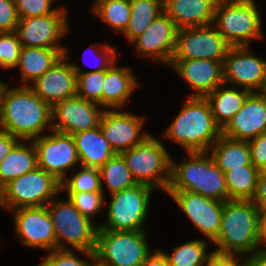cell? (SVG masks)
<instances>
[{"mask_svg": "<svg viewBox=\"0 0 266 266\" xmlns=\"http://www.w3.org/2000/svg\"><path fill=\"white\" fill-rule=\"evenodd\" d=\"M51 109L30 86L9 89L6 84L0 98V130L28 143L42 136L47 125L52 131Z\"/></svg>", "mask_w": 266, "mask_h": 266, "instance_id": "6da1fadb", "label": "cell"}, {"mask_svg": "<svg viewBox=\"0 0 266 266\" xmlns=\"http://www.w3.org/2000/svg\"><path fill=\"white\" fill-rule=\"evenodd\" d=\"M259 209L252 200L224 202L220 231L213 241L218 247L214 255L243 258L259 250Z\"/></svg>", "mask_w": 266, "mask_h": 266, "instance_id": "7a4b0ae2", "label": "cell"}, {"mask_svg": "<svg viewBox=\"0 0 266 266\" xmlns=\"http://www.w3.org/2000/svg\"><path fill=\"white\" fill-rule=\"evenodd\" d=\"M221 135L222 129L214 120L209 102L205 98L189 97L163 136L188 153L209 152Z\"/></svg>", "mask_w": 266, "mask_h": 266, "instance_id": "3957f363", "label": "cell"}, {"mask_svg": "<svg viewBox=\"0 0 266 266\" xmlns=\"http://www.w3.org/2000/svg\"><path fill=\"white\" fill-rule=\"evenodd\" d=\"M207 153L188 152L190 159L178 165L171 159L170 183L166 191H187L226 202L228 191L224 172Z\"/></svg>", "mask_w": 266, "mask_h": 266, "instance_id": "277c9868", "label": "cell"}, {"mask_svg": "<svg viewBox=\"0 0 266 266\" xmlns=\"http://www.w3.org/2000/svg\"><path fill=\"white\" fill-rule=\"evenodd\" d=\"M46 206L52 218L57 249L68 250L65 247L68 244L72 247L69 250L76 249L93 262L99 225L83 216L69 199L54 198Z\"/></svg>", "mask_w": 266, "mask_h": 266, "instance_id": "5b68a950", "label": "cell"}, {"mask_svg": "<svg viewBox=\"0 0 266 266\" xmlns=\"http://www.w3.org/2000/svg\"><path fill=\"white\" fill-rule=\"evenodd\" d=\"M254 0H219L213 25L232 47L249 46L262 38L261 18Z\"/></svg>", "mask_w": 266, "mask_h": 266, "instance_id": "8992f818", "label": "cell"}, {"mask_svg": "<svg viewBox=\"0 0 266 266\" xmlns=\"http://www.w3.org/2000/svg\"><path fill=\"white\" fill-rule=\"evenodd\" d=\"M120 155L137 184L166 192L170 183L171 156L158 139L150 135Z\"/></svg>", "mask_w": 266, "mask_h": 266, "instance_id": "52a82bcc", "label": "cell"}, {"mask_svg": "<svg viewBox=\"0 0 266 266\" xmlns=\"http://www.w3.org/2000/svg\"><path fill=\"white\" fill-rule=\"evenodd\" d=\"M151 253L144 231L98 229L94 261L100 266H142Z\"/></svg>", "mask_w": 266, "mask_h": 266, "instance_id": "ba28073f", "label": "cell"}, {"mask_svg": "<svg viewBox=\"0 0 266 266\" xmlns=\"http://www.w3.org/2000/svg\"><path fill=\"white\" fill-rule=\"evenodd\" d=\"M60 191L61 182L37 167L10 181L0 190V207L14 210L46 206Z\"/></svg>", "mask_w": 266, "mask_h": 266, "instance_id": "9c48e42d", "label": "cell"}, {"mask_svg": "<svg viewBox=\"0 0 266 266\" xmlns=\"http://www.w3.org/2000/svg\"><path fill=\"white\" fill-rule=\"evenodd\" d=\"M154 188L135 184L133 187L112 193L108 205L107 223L100 224L98 229L113 231H144L149 208L150 194Z\"/></svg>", "mask_w": 266, "mask_h": 266, "instance_id": "30bf717a", "label": "cell"}, {"mask_svg": "<svg viewBox=\"0 0 266 266\" xmlns=\"http://www.w3.org/2000/svg\"><path fill=\"white\" fill-rule=\"evenodd\" d=\"M212 26L178 29L172 60L210 59L224 61L232 46Z\"/></svg>", "mask_w": 266, "mask_h": 266, "instance_id": "8fae6325", "label": "cell"}, {"mask_svg": "<svg viewBox=\"0 0 266 266\" xmlns=\"http://www.w3.org/2000/svg\"><path fill=\"white\" fill-rule=\"evenodd\" d=\"M67 10L58 8L53 14L19 19L15 33L22 47L66 49L56 44L68 31Z\"/></svg>", "mask_w": 266, "mask_h": 266, "instance_id": "7c38bea8", "label": "cell"}, {"mask_svg": "<svg viewBox=\"0 0 266 266\" xmlns=\"http://www.w3.org/2000/svg\"><path fill=\"white\" fill-rule=\"evenodd\" d=\"M51 135L33 139L38 167L53 175L58 181L66 179L69 168L80 163L73 136L52 130Z\"/></svg>", "mask_w": 266, "mask_h": 266, "instance_id": "4fadbf2b", "label": "cell"}, {"mask_svg": "<svg viewBox=\"0 0 266 266\" xmlns=\"http://www.w3.org/2000/svg\"><path fill=\"white\" fill-rule=\"evenodd\" d=\"M249 50L248 46L229 49L223 62L224 85L230 83L250 92H261L266 81V60Z\"/></svg>", "mask_w": 266, "mask_h": 266, "instance_id": "5bb4252c", "label": "cell"}, {"mask_svg": "<svg viewBox=\"0 0 266 266\" xmlns=\"http://www.w3.org/2000/svg\"><path fill=\"white\" fill-rule=\"evenodd\" d=\"M99 107V104L78 95L57 102L51 109L52 130L73 135L95 129L99 126L104 112Z\"/></svg>", "mask_w": 266, "mask_h": 266, "instance_id": "9a60e30c", "label": "cell"}, {"mask_svg": "<svg viewBox=\"0 0 266 266\" xmlns=\"http://www.w3.org/2000/svg\"><path fill=\"white\" fill-rule=\"evenodd\" d=\"M14 225L23 245L46 251L57 249V241L51 215L47 206L14 209Z\"/></svg>", "mask_w": 266, "mask_h": 266, "instance_id": "2e32d148", "label": "cell"}, {"mask_svg": "<svg viewBox=\"0 0 266 266\" xmlns=\"http://www.w3.org/2000/svg\"><path fill=\"white\" fill-rule=\"evenodd\" d=\"M166 192L210 241L213 242L217 238L221 227L224 202L187 191Z\"/></svg>", "mask_w": 266, "mask_h": 266, "instance_id": "e0dca14e", "label": "cell"}, {"mask_svg": "<svg viewBox=\"0 0 266 266\" xmlns=\"http://www.w3.org/2000/svg\"><path fill=\"white\" fill-rule=\"evenodd\" d=\"M145 118L128 112L104 110L100 119L101 133L116 154L127 151L142 143L150 134L141 130Z\"/></svg>", "mask_w": 266, "mask_h": 266, "instance_id": "ac0fdd59", "label": "cell"}, {"mask_svg": "<svg viewBox=\"0 0 266 266\" xmlns=\"http://www.w3.org/2000/svg\"><path fill=\"white\" fill-rule=\"evenodd\" d=\"M177 32L173 20L163 12L131 43L136 45L140 57L169 65L175 52Z\"/></svg>", "mask_w": 266, "mask_h": 266, "instance_id": "d6986e66", "label": "cell"}, {"mask_svg": "<svg viewBox=\"0 0 266 266\" xmlns=\"http://www.w3.org/2000/svg\"><path fill=\"white\" fill-rule=\"evenodd\" d=\"M266 133V98L260 92H251L241 110L222 129V135L249 141Z\"/></svg>", "mask_w": 266, "mask_h": 266, "instance_id": "ffe728a7", "label": "cell"}, {"mask_svg": "<svg viewBox=\"0 0 266 266\" xmlns=\"http://www.w3.org/2000/svg\"><path fill=\"white\" fill-rule=\"evenodd\" d=\"M69 60L70 57L64 55L41 77L32 82L33 87L29 85L34 93L51 107L57 102L77 95V74Z\"/></svg>", "mask_w": 266, "mask_h": 266, "instance_id": "44dd1931", "label": "cell"}, {"mask_svg": "<svg viewBox=\"0 0 266 266\" xmlns=\"http://www.w3.org/2000/svg\"><path fill=\"white\" fill-rule=\"evenodd\" d=\"M223 62L210 59L171 60L169 66L196 92L190 97L205 98L215 88L224 85Z\"/></svg>", "mask_w": 266, "mask_h": 266, "instance_id": "7402d4cb", "label": "cell"}, {"mask_svg": "<svg viewBox=\"0 0 266 266\" xmlns=\"http://www.w3.org/2000/svg\"><path fill=\"white\" fill-rule=\"evenodd\" d=\"M216 0H163L164 12L178 29L213 24Z\"/></svg>", "mask_w": 266, "mask_h": 266, "instance_id": "603a6c76", "label": "cell"}, {"mask_svg": "<svg viewBox=\"0 0 266 266\" xmlns=\"http://www.w3.org/2000/svg\"><path fill=\"white\" fill-rule=\"evenodd\" d=\"M72 136L82 167L100 168L116 154L101 133L100 126Z\"/></svg>", "mask_w": 266, "mask_h": 266, "instance_id": "cb8c5ba5", "label": "cell"}, {"mask_svg": "<svg viewBox=\"0 0 266 266\" xmlns=\"http://www.w3.org/2000/svg\"><path fill=\"white\" fill-rule=\"evenodd\" d=\"M114 63L106 70L102 86V107L119 109L125 106L138 83L130 68H119Z\"/></svg>", "mask_w": 266, "mask_h": 266, "instance_id": "d4e9b609", "label": "cell"}, {"mask_svg": "<svg viewBox=\"0 0 266 266\" xmlns=\"http://www.w3.org/2000/svg\"><path fill=\"white\" fill-rule=\"evenodd\" d=\"M66 49L22 47L17 67L21 70L23 84L34 82L48 71L65 53Z\"/></svg>", "mask_w": 266, "mask_h": 266, "instance_id": "484cf974", "label": "cell"}, {"mask_svg": "<svg viewBox=\"0 0 266 266\" xmlns=\"http://www.w3.org/2000/svg\"><path fill=\"white\" fill-rule=\"evenodd\" d=\"M18 141L0 163V190L10 181L38 167L33 141Z\"/></svg>", "mask_w": 266, "mask_h": 266, "instance_id": "4316f807", "label": "cell"}, {"mask_svg": "<svg viewBox=\"0 0 266 266\" xmlns=\"http://www.w3.org/2000/svg\"><path fill=\"white\" fill-rule=\"evenodd\" d=\"M223 86H218L205 97L209 102L214 120L221 129L241 110L245 99L251 93L246 89L239 92L236 88Z\"/></svg>", "mask_w": 266, "mask_h": 266, "instance_id": "83f0119b", "label": "cell"}, {"mask_svg": "<svg viewBox=\"0 0 266 266\" xmlns=\"http://www.w3.org/2000/svg\"><path fill=\"white\" fill-rule=\"evenodd\" d=\"M210 151L214 162L224 173L252 164L248 141L233 140L221 135Z\"/></svg>", "mask_w": 266, "mask_h": 266, "instance_id": "f1b7e54d", "label": "cell"}, {"mask_svg": "<svg viewBox=\"0 0 266 266\" xmlns=\"http://www.w3.org/2000/svg\"><path fill=\"white\" fill-rule=\"evenodd\" d=\"M131 14L128 25L123 32L132 42L164 12L163 0H130Z\"/></svg>", "mask_w": 266, "mask_h": 266, "instance_id": "f546056e", "label": "cell"}, {"mask_svg": "<svg viewBox=\"0 0 266 266\" xmlns=\"http://www.w3.org/2000/svg\"><path fill=\"white\" fill-rule=\"evenodd\" d=\"M260 172L253 164H250L224 173L228 200H252L256 193Z\"/></svg>", "mask_w": 266, "mask_h": 266, "instance_id": "4dcf8cb0", "label": "cell"}, {"mask_svg": "<svg viewBox=\"0 0 266 266\" xmlns=\"http://www.w3.org/2000/svg\"><path fill=\"white\" fill-rule=\"evenodd\" d=\"M93 13L109 27L123 33L131 14L130 0H96Z\"/></svg>", "mask_w": 266, "mask_h": 266, "instance_id": "1f68e13d", "label": "cell"}, {"mask_svg": "<svg viewBox=\"0 0 266 266\" xmlns=\"http://www.w3.org/2000/svg\"><path fill=\"white\" fill-rule=\"evenodd\" d=\"M204 240H191L183 245L175 247L173 254L163 252L168 260L169 266H206L214 256V252L207 251Z\"/></svg>", "mask_w": 266, "mask_h": 266, "instance_id": "d6a6232c", "label": "cell"}, {"mask_svg": "<svg viewBox=\"0 0 266 266\" xmlns=\"http://www.w3.org/2000/svg\"><path fill=\"white\" fill-rule=\"evenodd\" d=\"M99 171L102 191V179L105 181L111 194L133 187L137 184L131 176L130 170L120 154H115L112 158H110L99 168Z\"/></svg>", "mask_w": 266, "mask_h": 266, "instance_id": "836d02e7", "label": "cell"}, {"mask_svg": "<svg viewBox=\"0 0 266 266\" xmlns=\"http://www.w3.org/2000/svg\"><path fill=\"white\" fill-rule=\"evenodd\" d=\"M71 65L77 74V95L102 107V86L104 85L106 70L83 72L77 65Z\"/></svg>", "mask_w": 266, "mask_h": 266, "instance_id": "e575fe53", "label": "cell"}, {"mask_svg": "<svg viewBox=\"0 0 266 266\" xmlns=\"http://www.w3.org/2000/svg\"><path fill=\"white\" fill-rule=\"evenodd\" d=\"M81 169L73 174L71 179L67 178L61 182V190L66 188L68 193L102 191L99 168L81 166Z\"/></svg>", "mask_w": 266, "mask_h": 266, "instance_id": "d590c367", "label": "cell"}, {"mask_svg": "<svg viewBox=\"0 0 266 266\" xmlns=\"http://www.w3.org/2000/svg\"><path fill=\"white\" fill-rule=\"evenodd\" d=\"M104 191L68 193V199L75 208L85 217L91 220L100 210L105 202Z\"/></svg>", "mask_w": 266, "mask_h": 266, "instance_id": "8d00e7d4", "label": "cell"}, {"mask_svg": "<svg viewBox=\"0 0 266 266\" xmlns=\"http://www.w3.org/2000/svg\"><path fill=\"white\" fill-rule=\"evenodd\" d=\"M21 48L15 31L0 32V66L5 69L16 67Z\"/></svg>", "mask_w": 266, "mask_h": 266, "instance_id": "74e56055", "label": "cell"}, {"mask_svg": "<svg viewBox=\"0 0 266 266\" xmlns=\"http://www.w3.org/2000/svg\"><path fill=\"white\" fill-rule=\"evenodd\" d=\"M54 0H14L19 19L53 14L58 7L52 8Z\"/></svg>", "mask_w": 266, "mask_h": 266, "instance_id": "f35d334b", "label": "cell"}, {"mask_svg": "<svg viewBox=\"0 0 266 266\" xmlns=\"http://www.w3.org/2000/svg\"><path fill=\"white\" fill-rule=\"evenodd\" d=\"M44 266H89L91 262L76 258L73 250L55 249L41 262Z\"/></svg>", "mask_w": 266, "mask_h": 266, "instance_id": "ab89813d", "label": "cell"}, {"mask_svg": "<svg viewBox=\"0 0 266 266\" xmlns=\"http://www.w3.org/2000/svg\"><path fill=\"white\" fill-rule=\"evenodd\" d=\"M18 22L14 0H0V32L15 31Z\"/></svg>", "mask_w": 266, "mask_h": 266, "instance_id": "60d3db41", "label": "cell"}, {"mask_svg": "<svg viewBox=\"0 0 266 266\" xmlns=\"http://www.w3.org/2000/svg\"><path fill=\"white\" fill-rule=\"evenodd\" d=\"M252 164L262 171L266 167V133L248 141Z\"/></svg>", "mask_w": 266, "mask_h": 266, "instance_id": "b9f144b4", "label": "cell"}, {"mask_svg": "<svg viewBox=\"0 0 266 266\" xmlns=\"http://www.w3.org/2000/svg\"><path fill=\"white\" fill-rule=\"evenodd\" d=\"M108 44H101V47L96 50V57L99 58L100 63L98 65L94 64L97 69L92 70V72H98L101 70L109 69L116 61L117 50Z\"/></svg>", "mask_w": 266, "mask_h": 266, "instance_id": "7bdbcfd3", "label": "cell"}, {"mask_svg": "<svg viewBox=\"0 0 266 266\" xmlns=\"http://www.w3.org/2000/svg\"><path fill=\"white\" fill-rule=\"evenodd\" d=\"M252 201L260 208H266V171H261L258 177L257 189Z\"/></svg>", "mask_w": 266, "mask_h": 266, "instance_id": "ee69618b", "label": "cell"}, {"mask_svg": "<svg viewBox=\"0 0 266 266\" xmlns=\"http://www.w3.org/2000/svg\"><path fill=\"white\" fill-rule=\"evenodd\" d=\"M18 141L11 133L0 130V163Z\"/></svg>", "mask_w": 266, "mask_h": 266, "instance_id": "f6af8a7d", "label": "cell"}, {"mask_svg": "<svg viewBox=\"0 0 266 266\" xmlns=\"http://www.w3.org/2000/svg\"><path fill=\"white\" fill-rule=\"evenodd\" d=\"M239 257L218 256L214 255L206 266H244L242 260L239 262Z\"/></svg>", "mask_w": 266, "mask_h": 266, "instance_id": "bcb514c9", "label": "cell"}, {"mask_svg": "<svg viewBox=\"0 0 266 266\" xmlns=\"http://www.w3.org/2000/svg\"><path fill=\"white\" fill-rule=\"evenodd\" d=\"M243 259L244 266H266V251L257 250Z\"/></svg>", "mask_w": 266, "mask_h": 266, "instance_id": "7dc6e473", "label": "cell"}, {"mask_svg": "<svg viewBox=\"0 0 266 266\" xmlns=\"http://www.w3.org/2000/svg\"><path fill=\"white\" fill-rule=\"evenodd\" d=\"M142 266H169L168 260L163 251L156 250L151 253L144 261Z\"/></svg>", "mask_w": 266, "mask_h": 266, "instance_id": "c3c4849f", "label": "cell"}, {"mask_svg": "<svg viewBox=\"0 0 266 266\" xmlns=\"http://www.w3.org/2000/svg\"><path fill=\"white\" fill-rule=\"evenodd\" d=\"M258 243L259 250L266 251V247H261L263 243H266V208L259 209Z\"/></svg>", "mask_w": 266, "mask_h": 266, "instance_id": "681fc988", "label": "cell"}, {"mask_svg": "<svg viewBox=\"0 0 266 266\" xmlns=\"http://www.w3.org/2000/svg\"><path fill=\"white\" fill-rule=\"evenodd\" d=\"M7 83H4L0 80V98H1V93H2V90L4 88V86L6 85Z\"/></svg>", "mask_w": 266, "mask_h": 266, "instance_id": "f907efd6", "label": "cell"}, {"mask_svg": "<svg viewBox=\"0 0 266 266\" xmlns=\"http://www.w3.org/2000/svg\"><path fill=\"white\" fill-rule=\"evenodd\" d=\"M260 93L266 98V81H265L264 87Z\"/></svg>", "mask_w": 266, "mask_h": 266, "instance_id": "816d5d0a", "label": "cell"}, {"mask_svg": "<svg viewBox=\"0 0 266 266\" xmlns=\"http://www.w3.org/2000/svg\"><path fill=\"white\" fill-rule=\"evenodd\" d=\"M92 263H93V264H92V265L90 264L89 266H100V265H98L95 261H93Z\"/></svg>", "mask_w": 266, "mask_h": 266, "instance_id": "f5cc1de1", "label": "cell"}]
</instances>
